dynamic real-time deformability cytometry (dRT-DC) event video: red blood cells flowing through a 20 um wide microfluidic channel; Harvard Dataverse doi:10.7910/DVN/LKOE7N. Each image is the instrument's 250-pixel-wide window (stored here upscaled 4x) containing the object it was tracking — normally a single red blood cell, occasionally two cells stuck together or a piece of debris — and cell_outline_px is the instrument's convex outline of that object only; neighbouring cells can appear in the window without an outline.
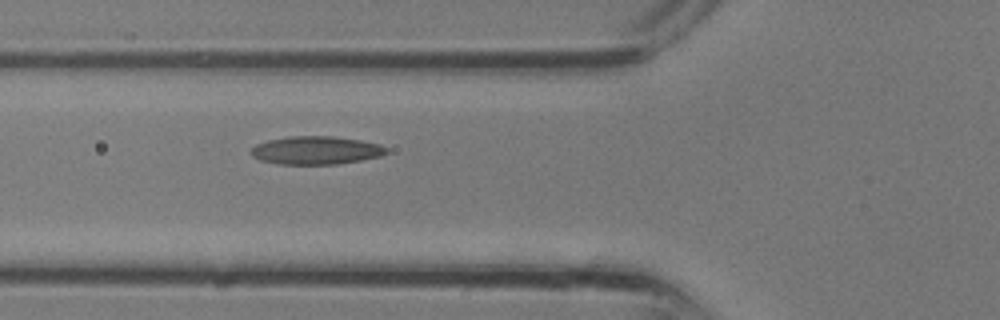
{"species": "common noctule bat (a hibernating species)", "species_latin": "Nyctalus noctula", "temperature_condition": "room temperature", "stored_images_in_passage": 3, "camera_frame_rate_fps": 3000, "um_per_image_px": 0.085, "animal": {"sex": "male", "body_mass_g": 13.3}, "frame": {"image": 1, "passage_image": 3, "time_ms": 0.667, "image_size_px": [1000, 320], "cell_outline_px": [[388, 152], [380, 156], [360, 160], [336, 164], [280, 164], [260, 160], [252, 156], [252, 148], [256, 144], [268, 140], [288, 136], [332, 136], [360, 140], [380, 144], [388, 148]], "centroid_in_image_um": [26.87, 12.77], "position_along_channel_um": 98.9, "area_um2": 22.14}}